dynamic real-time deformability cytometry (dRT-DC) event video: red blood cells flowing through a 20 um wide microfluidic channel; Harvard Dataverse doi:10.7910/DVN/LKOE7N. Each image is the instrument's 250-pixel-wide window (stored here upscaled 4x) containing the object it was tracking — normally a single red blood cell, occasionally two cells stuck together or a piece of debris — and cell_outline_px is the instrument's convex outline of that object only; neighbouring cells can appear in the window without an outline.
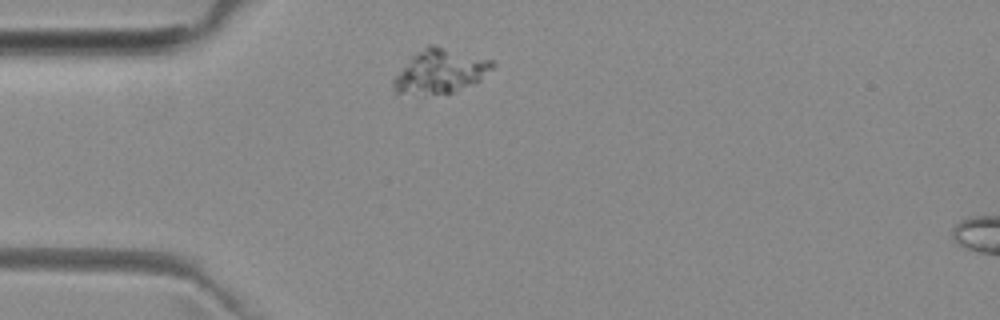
{"species": "common noctule bat (a hibernating species)", "species_latin": "Nyctalus noctula", "temperature_condition": "room temperature", "stored_images_in_passage": 2, "camera_frame_rate_fps": 3000, "um_per_image_px": 0.085, "animal": {"sex": "female", "body_mass_g": 29.2, "forearm_length_mm": 56.3}, "frame": {"image": 1, "passage_image": 1, "time_ms": 0.0, "image_size_px": [1000, 320], "cell_outline_px": [[496, 64], [480, 80], [452, 92], [396, 92], [392, 88], [392, 80], [412, 56], [416, 52], [428, 44], [436, 44], [492, 60]], "centroid_in_image_um": [37.44, 6.0], "position_along_channel_um": 47.6, "area_um2": 24.62}}